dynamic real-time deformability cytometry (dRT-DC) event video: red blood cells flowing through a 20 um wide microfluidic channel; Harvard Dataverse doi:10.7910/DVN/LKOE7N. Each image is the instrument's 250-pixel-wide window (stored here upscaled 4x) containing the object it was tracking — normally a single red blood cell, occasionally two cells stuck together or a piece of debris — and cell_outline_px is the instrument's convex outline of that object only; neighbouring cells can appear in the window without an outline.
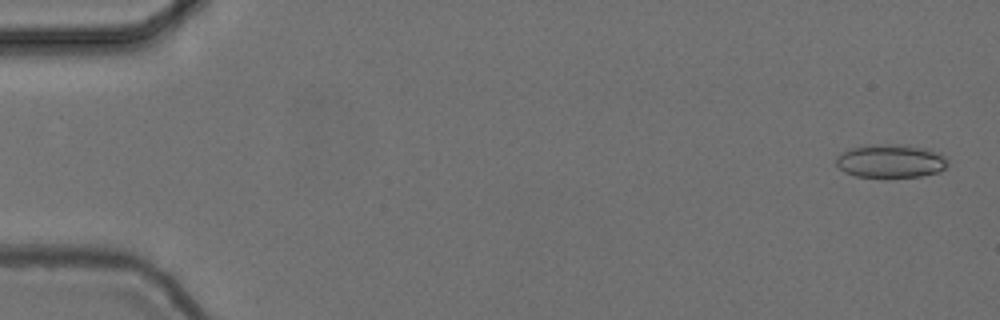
{"species": "common noctule bat (a hibernating species)", "species_latin": "Nyctalus noctula", "temperature_condition": "cold", "stored_images_in_passage": 55, "camera_frame_rate_fps": 3000, "um_per_image_px": 0.085, "animal": {"sex": "female", "body_mass_g": 24.6, "forearm_length_mm": 56.2}, "frame": {"image": 1, "passage_image": 2, "time_ms": 0.333, "image_size_px": [1000, 320], "cell_outline_px": [[948, 164], [944, 168], [936, 172], [920, 176], [884, 180], [856, 176], [844, 172], [836, 164], [836, 156], [840, 152], [848, 148], [864, 144], [900, 144], [928, 148], [940, 152], [948, 160]], "centroid_in_image_um": [75.66, 13.7], "position_along_channel_um": 9.3, "area_um2": 22.83}}
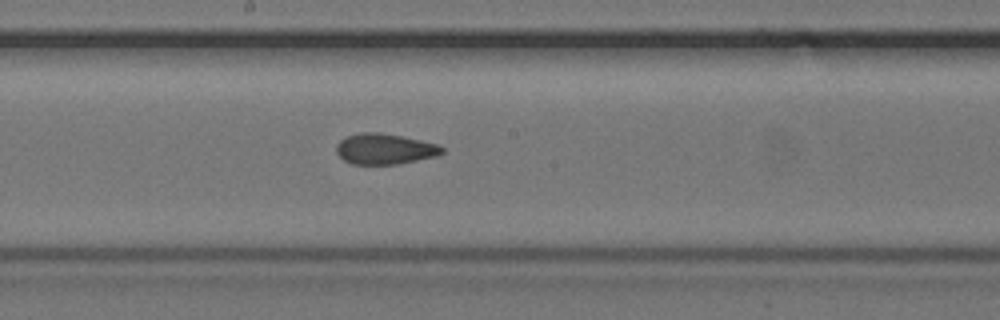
{"frame": {"image": 2, "passage_image": 30, "time_ms": 9.667, "image_size_px": [1000, 320], "cell_outline_px": [[444, 152], [436, 156], [400, 164], [352, 164], [344, 160], [336, 152], [336, 144], [344, 136], [360, 132], [380, 132], [404, 136], [436, 144], [444, 148]], "centroid_in_image_um": [32.68, 12.65], "position_along_channel_um": 215.5, "area_um2": 19.07}}
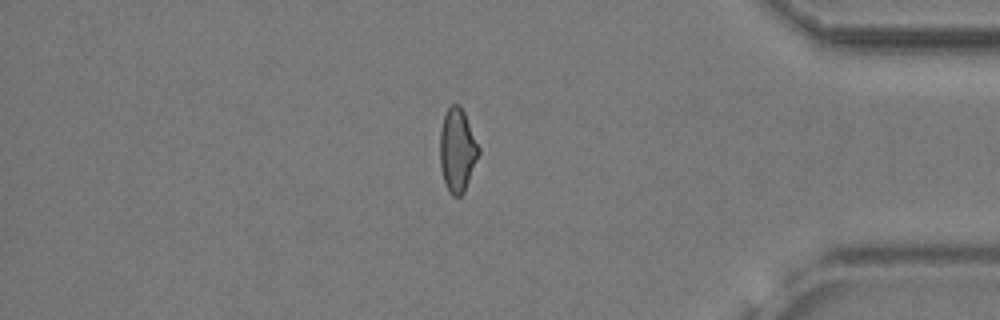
{"frame": {"image": 3, "passage_image": 47, "time_ms": 15.333, "image_size_px": [1000, 320], "cell_outline_px": [[480, 152], [464, 192], [460, 196], [452, 196], [448, 192], [440, 168], [440, 132], [444, 116], [448, 108], [452, 104], [460, 104], [464, 112], [480, 148]], "centroid_in_image_um": [38.87, 12.77], "position_along_channel_um": 396.3, "area_um2": 18.79}, "authors_computed_cell_mechanics": {"area_um2": 19.2474, "velocity_mm_per_s": 3.7275, "shape_relaxation_time_tau1_ms": null, "shape_relaxation_time_tau2_ms": 2.0956, "deformation_change_tau1": null, "deformation_change_tau2": 0.0874}}